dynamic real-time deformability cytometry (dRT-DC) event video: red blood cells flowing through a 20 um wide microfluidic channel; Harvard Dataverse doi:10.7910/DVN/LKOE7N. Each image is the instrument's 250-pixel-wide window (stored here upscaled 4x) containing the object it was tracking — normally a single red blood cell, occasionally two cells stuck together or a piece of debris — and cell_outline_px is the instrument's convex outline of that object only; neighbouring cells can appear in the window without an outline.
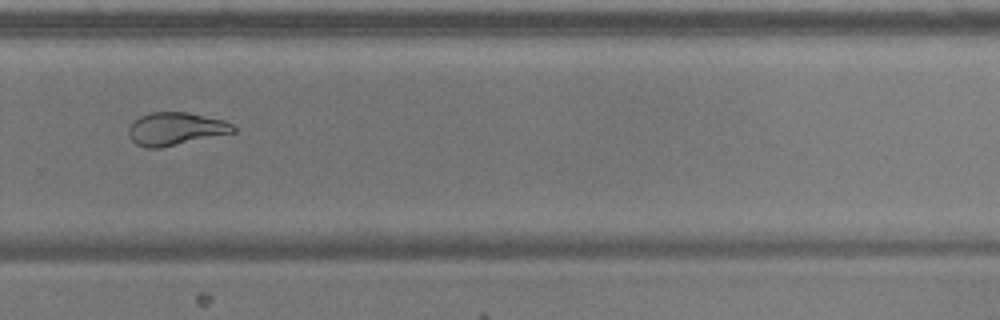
{"species": "common noctule bat (a hibernating species)", "species_latin": "Nyctalus noctula", "temperature_condition": "warm", "stored_images_in_passage": 32, "camera_frame_rate_fps": 3000, "um_per_image_px": 0.085, "animal": {"sex": "male", "body_mass_g": 17.9, "forearm_length_mm": 54.2}, "frame": {"image": 1, "passage_image": 19, "time_ms": 6.0, "image_size_px": [1000, 320], "cell_outline_px": [[236, 132], [160, 148], [148, 148], [136, 144], [132, 140], [128, 132], [128, 128], [140, 116], [152, 112], [188, 112], [224, 120], [232, 124], [236, 128]], "centroid_in_image_um": [14.95, 10.95], "position_along_channel_um": 314.8, "area_um2": 19.94}}